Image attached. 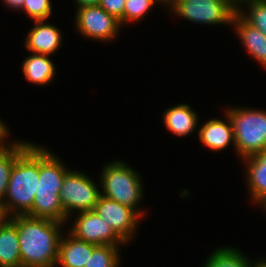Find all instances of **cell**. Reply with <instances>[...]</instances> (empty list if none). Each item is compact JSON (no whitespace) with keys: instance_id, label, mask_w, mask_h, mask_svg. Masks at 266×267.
<instances>
[{"instance_id":"1","label":"cell","mask_w":266,"mask_h":267,"mask_svg":"<svg viewBox=\"0 0 266 267\" xmlns=\"http://www.w3.org/2000/svg\"><path fill=\"white\" fill-rule=\"evenodd\" d=\"M9 219L16 225L20 244L21 267H54L57 265L59 228L62 222L15 215Z\"/></svg>"},{"instance_id":"2","label":"cell","mask_w":266,"mask_h":267,"mask_svg":"<svg viewBox=\"0 0 266 267\" xmlns=\"http://www.w3.org/2000/svg\"><path fill=\"white\" fill-rule=\"evenodd\" d=\"M69 171L54 154L39 147V182L32 209L27 216L62 223L68 220L61 206L60 191L63 179Z\"/></svg>"},{"instance_id":"3","label":"cell","mask_w":266,"mask_h":267,"mask_svg":"<svg viewBox=\"0 0 266 267\" xmlns=\"http://www.w3.org/2000/svg\"><path fill=\"white\" fill-rule=\"evenodd\" d=\"M39 182V147L31 145L17 158L6 190V213L26 215L31 209ZM8 198V199H7ZM12 213V214H11Z\"/></svg>"},{"instance_id":"4","label":"cell","mask_w":266,"mask_h":267,"mask_svg":"<svg viewBox=\"0 0 266 267\" xmlns=\"http://www.w3.org/2000/svg\"><path fill=\"white\" fill-rule=\"evenodd\" d=\"M234 131V147L243 157L266 151V111L250 108L227 109Z\"/></svg>"},{"instance_id":"5","label":"cell","mask_w":266,"mask_h":267,"mask_svg":"<svg viewBox=\"0 0 266 267\" xmlns=\"http://www.w3.org/2000/svg\"><path fill=\"white\" fill-rule=\"evenodd\" d=\"M104 167L100 178L103 188L101 195L134 209L142 217V212L136 207L143 193L139 174L123 161H113Z\"/></svg>"},{"instance_id":"6","label":"cell","mask_w":266,"mask_h":267,"mask_svg":"<svg viewBox=\"0 0 266 267\" xmlns=\"http://www.w3.org/2000/svg\"><path fill=\"white\" fill-rule=\"evenodd\" d=\"M100 195L96 184L87 175L70 170L62 182L60 202L69 217L70 212L74 210H94Z\"/></svg>"},{"instance_id":"7","label":"cell","mask_w":266,"mask_h":267,"mask_svg":"<svg viewBox=\"0 0 266 267\" xmlns=\"http://www.w3.org/2000/svg\"><path fill=\"white\" fill-rule=\"evenodd\" d=\"M191 22L230 24L237 8L228 0H177L172 11Z\"/></svg>"},{"instance_id":"8","label":"cell","mask_w":266,"mask_h":267,"mask_svg":"<svg viewBox=\"0 0 266 267\" xmlns=\"http://www.w3.org/2000/svg\"><path fill=\"white\" fill-rule=\"evenodd\" d=\"M76 26L81 34L98 40H110L114 38L120 22L110 15L100 5L83 6L76 13Z\"/></svg>"},{"instance_id":"9","label":"cell","mask_w":266,"mask_h":267,"mask_svg":"<svg viewBox=\"0 0 266 267\" xmlns=\"http://www.w3.org/2000/svg\"><path fill=\"white\" fill-rule=\"evenodd\" d=\"M69 232L75 238L94 245L125 243L94 210L79 212Z\"/></svg>"},{"instance_id":"10","label":"cell","mask_w":266,"mask_h":267,"mask_svg":"<svg viewBox=\"0 0 266 267\" xmlns=\"http://www.w3.org/2000/svg\"><path fill=\"white\" fill-rule=\"evenodd\" d=\"M94 211L125 243L132 238L137 220L141 217L134 209L103 195H100Z\"/></svg>"},{"instance_id":"11","label":"cell","mask_w":266,"mask_h":267,"mask_svg":"<svg viewBox=\"0 0 266 267\" xmlns=\"http://www.w3.org/2000/svg\"><path fill=\"white\" fill-rule=\"evenodd\" d=\"M46 20L35 21L26 40V47L32 53L43 55L54 54L61 42V32L53 25L45 23Z\"/></svg>"},{"instance_id":"12","label":"cell","mask_w":266,"mask_h":267,"mask_svg":"<svg viewBox=\"0 0 266 267\" xmlns=\"http://www.w3.org/2000/svg\"><path fill=\"white\" fill-rule=\"evenodd\" d=\"M227 122L212 119L198 130L199 139L203 144L212 150H223L235 142L234 131L231 120L226 113Z\"/></svg>"},{"instance_id":"13","label":"cell","mask_w":266,"mask_h":267,"mask_svg":"<svg viewBox=\"0 0 266 267\" xmlns=\"http://www.w3.org/2000/svg\"><path fill=\"white\" fill-rule=\"evenodd\" d=\"M69 235L71 238L65 239L62 236L60 240L57 264L62 267H84L96 245L79 240L70 233Z\"/></svg>"},{"instance_id":"14","label":"cell","mask_w":266,"mask_h":267,"mask_svg":"<svg viewBox=\"0 0 266 267\" xmlns=\"http://www.w3.org/2000/svg\"><path fill=\"white\" fill-rule=\"evenodd\" d=\"M247 183L252 198L259 205L266 202V151L247 157Z\"/></svg>"},{"instance_id":"15","label":"cell","mask_w":266,"mask_h":267,"mask_svg":"<svg viewBox=\"0 0 266 267\" xmlns=\"http://www.w3.org/2000/svg\"><path fill=\"white\" fill-rule=\"evenodd\" d=\"M231 24H234L239 38L249 54L266 67V36L258 29L247 24L237 13Z\"/></svg>"},{"instance_id":"16","label":"cell","mask_w":266,"mask_h":267,"mask_svg":"<svg viewBox=\"0 0 266 267\" xmlns=\"http://www.w3.org/2000/svg\"><path fill=\"white\" fill-rule=\"evenodd\" d=\"M0 267H21L16 225L10 219L0 225Z\"/></svg>"},{"instance_id":"17","label":"cell","mask_w":266,"mask_h":267,"mask_svg":"<svg viewBox=\"0 0 266 267\" xmlns=\"http://www.w3.org/2000/svg\"><path fill=\"white\" fill-rule=\"evenodd\" d=\"M163 117L167 129L178 136H187L197 127V114L186 104L167 109Z\"/></svg>"},{"instance_id":"18","label":"cell","mask_w":266,"mask_h":267,"mask_svg":"<svg viewBox=\"0 0 266 267\" xmlns=\"http://www.w3.org/2000/svg\"><path fill=\"white\" fill-rule=\"evenodd\" d=\"M48 56L34 53L24 60L22 69L28 81L41 85H46L52 81L55 67Z\"/></svg>"},{"instance_id":"19","label":"cell","mask_w":266,"mask_h":267,"mask_svg":"<svg viewBox=\"0 0 266 267\" xmlns=\"http://www.w3.org/2000/svg\"><path fill=\"white\" fill-rule=\"evenodd\" d=\"M30 145L28 142L20 141L10 147H0V202H5L7 185L15 161Z\"/></svg>"},{"instance_id":"20","label":"cell","mask_w":266,"mask_h":267,"mask_svg":"<svg viewBox=\"0 0 266 267\" xmlns=\"http://www.w3.org/2000/svg\"><path fill=\"white\" fill-rule=\"evenodd\" d=\"M236 249L225 247L216 249L204 267H250L252 263Z\"/></svg>"},{"instance_id":"21","label":"cell","mask_w":266,"mask_h":267,"mask_svg":"<svg viewBox=\"0 0 266 267\" xmlns=\"http://www.w3.org/2000/svg\"><path fill=\"white\" fill-rule=\"evenodd\" d=\"M118 246L96 245L84 267H119Z\"/></svg>"},{"instance_id":"22","label":"cell","mask_w":266,"mask_h":267,"mask_svg":"<svg viewBox=\"0 0 266 267\" xmlns=\"http://www.w3.org/2000/svg\"><path fill=\"white\" fill-rule=\"evenodd\" d=\"M249 13L237 8V14L249 25L260 30L266 36V0H248Z\"/></svg>"},{"instance_id":"23","label":"cell","mask_w":266,"mask_h":267,"mask_svg":"<svg viewBox=\"0 0 266 267\" xmlns=\"http://www.w3.org/2000/svg\"><path fill=\"white\" fill-rule=\"evenodd\" d=\"M155 3V0H126L124 23L142 19Z\"/></svg>"},{"instance_id":"24","label":"cell","mask_w":266,"mask_h":267,"mask_svg":"<svg viewBox=\"0 0 266 267\" xmlns=\"http://www.w3.org/2000/svg\"><path fill=\"white\" fill-rule=\"evenodd\" d=\"M50 0H25L21 9H24L28 15L37 20H46L51 15Z\"/></svg>"},{"instance_id":"25","label":"cell","mask_w":266,"mask_h":267,"mask_svg":"<svg viewBox=\"0 0 266 267\" xmlns=\"http://www.w3.org/2000/svg\"><path fill=\"white\" fill-rule=\"evenodd\" d=\"M126 0H101L100 6L119 20L120 25L124 23V8Z\"/></svg>"},{"instance_id":"26","label":"cell","mask_w":266,"mask_h":267,"mask_svg":"<svg viewBox=\"0 0 266 267\" xmlns=\"http://www.w3.org/2000/svg\"><path fill=\"white\" fill-rule=\"evenodd\" d=\"M101 0H75L78 8L83 6L99 5Z\"/></svg>"},{"instance_id":"27","label":"cell","mask_w":266,"mask_h":267,"mask_svg":"<svg viewBox=\"0 0 266 267\" xmlns=\"http://www.w3.org/2000/svg\"><path fill=\"white\" fill-rule=\"evenodd\" d=\"M25 0H6L5 4L11 8L21 9Z\"/></svg>"},{"instance_id":"28","label":"cell","mask_w":266,"mask_h":267,"mask_svg":"<svg viewBox=\"0 0 266 267\" xmlns=\"http://www.w3.org/2000/svg\"><path fill=\"white\" fill-rule=\"evenodd\" d=\"M7 135H8V129L0 120V147L5 145V143H3V142H4V137H6Z\"/></svg>"},{"instance_id":"29","label":"cell","mask_w":266,"mask_h":267,"mask_svg":"<svg viewBox=\"0 0 266 267\" xmlns=\"http://www.w3.org/2000/svg\"><path fill=\"white\" fill-rule=\"evenodd\" d=\"M8 217L3 202H0V225L5 223L9 219Z\"/></svg>"},{"instance_id":"30","label":"cell","mask_w":266,"mask_h":267,"mask_svg":"<svg viewBox=\"0 0 266 267\" xmlns=\"http://www.w3.org/2000/svg\"><path fill=\"white\" fill-rule=\"evenodd\" d=\"M155 2H162L163 4H167V6H171V8L176 4L177 0H155Z\"/></svg>"},{"instance_id":"31","label":"cell","mask_w":266,"mask_h":267,"mask_svg":"<svg viewBox=\"0 0 266 267\" xmlns=\"http://www.w3.org/2000/svg\"><path fill=\"white\" fill-rule=\"evenodd\" d=\"M250 267H266V260H260L257 263H253Z\"/></svg>"},{"instance_id":"32","label":"cell","mask_w":266,"mask_h":267,"mask_svg":"<svg viewBox=\"0 0 266 267\" xmlns=\"http://www.w3.org/2000/svg\"><path fill=\"white\" fill-rule=\"evenodd\" d=\"M235 8H238L239 6V2L240 3H242V2H246V1H248V0H228ZM236 3H238V4H236Z\"/></svg>"}]
</instances>
